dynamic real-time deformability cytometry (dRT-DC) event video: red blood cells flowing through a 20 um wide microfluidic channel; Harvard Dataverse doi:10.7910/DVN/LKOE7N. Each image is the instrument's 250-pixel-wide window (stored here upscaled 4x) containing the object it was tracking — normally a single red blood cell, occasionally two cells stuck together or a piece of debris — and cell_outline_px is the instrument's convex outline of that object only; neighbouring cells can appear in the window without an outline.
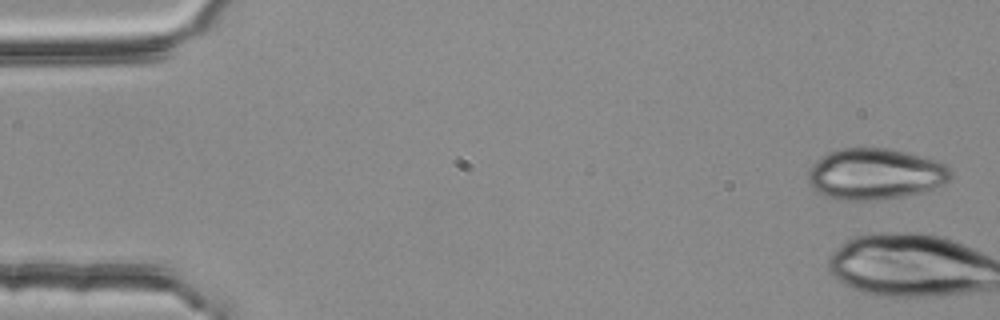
{"species": "common noctule bat (a hibernating species)", "species_latin": "Nyctalus noctula", "temperature_condition": "room temperature", "stored_images_in_passage": 4, "camera_frame_rate_fps": 3000, "um_per_image_px": 0.085, "animal": {"sex": "female", "body_mass_g": 25.1}, "frame": {"image": 1, "passage_image": 1, "time_ms": 0.0, "image_size_px": [1000, 320], "cell_outline_px": [[952, 176], [948, 180], [924, 192], [904, 196], [876, 200], [840, 200], [824, 196], [808, 180], [808, 172], [812, 164], [816, 160], [840, 148], [888, 148], [924, 156], [948, 164], [952, 168]], "centroid_in_image_um": [74.44, 14.78], "position_along_channel_um": 10.6, "area_um2": 42.48}}